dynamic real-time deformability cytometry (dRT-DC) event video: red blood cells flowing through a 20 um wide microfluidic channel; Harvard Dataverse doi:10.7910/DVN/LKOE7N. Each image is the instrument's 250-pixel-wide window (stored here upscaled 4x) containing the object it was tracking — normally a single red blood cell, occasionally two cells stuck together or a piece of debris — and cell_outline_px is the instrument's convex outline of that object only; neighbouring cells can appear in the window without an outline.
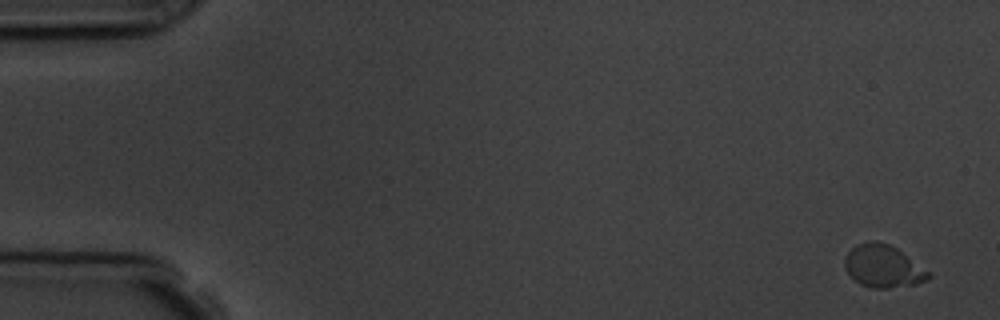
{"species": "common noctule bat (a hibernating species)", "species_latin": "Nyctalus noctula", "temperature_condition": "room temperature", "stored_images_in_passage": 5, "segment_of_instrument_passage": [1, 2], "camera_frame_rate_fps": 3000, "um_per_image_px": 0.085, "animal": {"sex": "male", "body_mass_g": 19.5, "forearm_length_mm": 54.6}, "frame": {"image": 1, "passage_image": 1, "time_ms": 0.0, "image_size_px": [1000, 320], "cell_outline_px": [[932, 276], [928, 280], [916, 284], [888, 288], [868, 288], [860, 284], [844, 268], [844, 256], [856, 244], [872, 240], [876, 240], [888, 244], [896, 248], [932, 272]], "centroid_in_image_um": [75.09, 22.63], "position_along_channel_um": 9.9, "area_um2": 20.98}}